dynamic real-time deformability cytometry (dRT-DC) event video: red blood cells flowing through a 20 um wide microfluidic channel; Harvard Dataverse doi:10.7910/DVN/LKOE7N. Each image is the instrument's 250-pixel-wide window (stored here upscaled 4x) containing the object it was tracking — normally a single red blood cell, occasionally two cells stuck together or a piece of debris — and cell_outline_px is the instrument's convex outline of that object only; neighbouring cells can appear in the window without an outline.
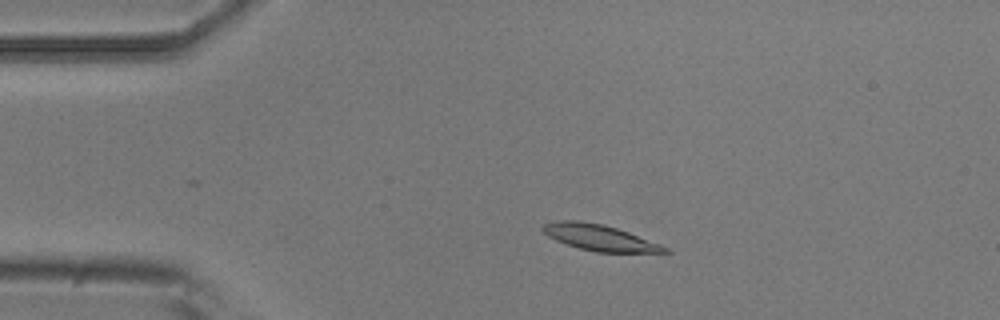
{"species": "common noctule bat (a hibernating species)", "species_latin": "Nyctalus noctula", "temperature_condition": "room temperature", "stored_images_in_passage": 43, "camera_frame_rate_fps": 3000, "um_per_image_px": 0.085, "animal": {"sex": "male", "body_mass_g": 20.5, "forearm_length_mm": 52.5}, "frame": {"image": 1, "passage_image": 8, "time_ms": 2.333, "image_size_px": [1000, 320], "cell_outline_px": [[672, 252], [596, 252], [580, 248], [556, 240], [548, 236], [540, 228], [544, 224], [560, 220], [580, 220], [604, 224], [628, 232], [660, 244], [668, 248]], "centroid_in_image_um": [50.95, 20.18], "position_along_channel_um": 34.1, "area_um2": 18.26}}
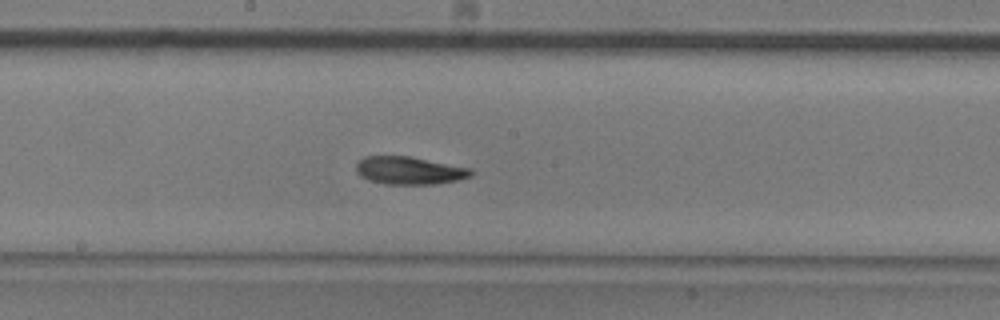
{"frame": {"image": 2, "passage_image": 25, "time_ms": 8.0, "image_size_px": [1000, 320], "cell_outline_px": [[476, 172], [472, 176], [456, 180], [436, 184], [384, 184], [368, 180], [360, 176], [356, 172], [356, 164], [364, 156], [408, 156], [472, 168]], "centroid_in_image_um": [34.81, 14.5], "position_along_channel_um": 213.4, "area_um2": 18.73}}
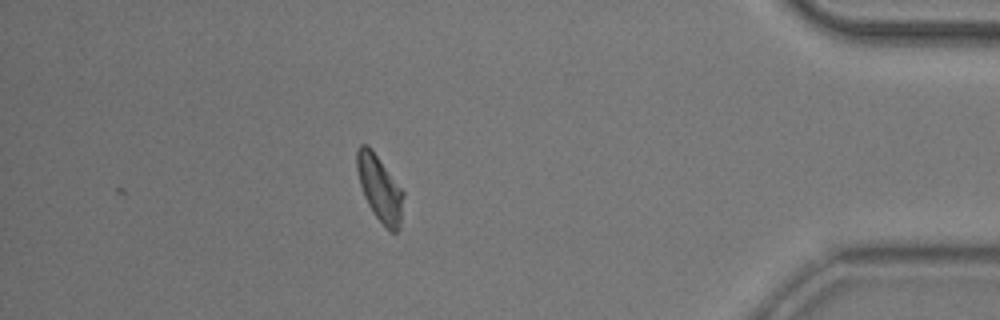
{"frame": {"image": 3, "passage_image": 43, "time_ms": 14.0, "image_size_px": [1000, 320], "cell_outline_px": [[404, 196], [400, 228], [396, 232], [392, 232], [372, 212], [364, 196], [360, 184], [356, 168], [356, 148], [360, 144], [368, 144], [372, 148], [404, 192]], "centroid_in_image_um": [32.26, 15.96], "position_along_channel_um": 402.9, "area_um2": 17.86}, "authors_computed_cell_mechanics": {"area_um2": 18.4382, "velocity_mm_per_s": 3.8903, "shape_relaxation_time_tau1_ms": 2.2936, "shape_relaxation_time_tau2_ms": 5.1661, "deformation_change_tau1": 0.1075, "deformation_change_tau2": 0.1008}}